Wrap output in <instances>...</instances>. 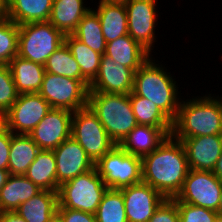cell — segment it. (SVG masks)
<instances>
[{
	"label": "cell",
	"instance_id": "cell-1",
	"mask_svg": "<svg viewBox=\"0 0 222 222\" xmlns=\"http://www.w3.org/2000/svg\"><path fill=\"white\" fill-rule=\"evenodd\" d=\"M141 166L142 182L166 199L176 197L190 170L182 142L172 135L152 153L141 158Z\"/></svg>",
	"mask_w": 222,
	"mask_h": 222
},
{
	"label": "cell",
	"instance_id": "cell-2",
	"mask_svg": "<svg viewBox=\"0 0 222 222\" xmlns=\"http://www.w3.org/2000/svg\"><path fill=\"white\" fill-rule=\"evenodd\" d=\"M193 96L180 103L172 122L171 135L175 139L221 135L222 99L219 95ZM216 96V97H215Z\"/></svg>",
	"mask_w": 222,
	"mask_h": 222
},
{
	"label": "cell",
	"instance_id": "cell-3",
	"mask_svg": "<svg viewBox=\"0 0 222 222\" xmlns=\"http://www.w3.org/2000/svg\"><path fill=\"white\" fill-rule=\"evenodd\" d=\"M159 62L152 55L135 72L133 92L153 102L173 122L183 96L175 76Z\"/></svg>",
	"mask_w": 222,
	"mask_h": 222
},
{
	"label": "cell",
	"instance_id": "cell-4",
	"mask_svg": "<svg viewBox=\"0 0 222 222\" xmlns=\"http://www.w3.org/2000/svg\"><path fill=\"white\" fill-rule=\"evenodd\" d=\"M88 106L116 145L137 125L129 94L89 91Z\"/></svg>",
	"mask_w": 222,
	"mask_h": 222
},
{
	"label": "cell",
	"instance_id": "cell-5",
	"mask_svg": "<svg viewBox=\"0 0 222 222\" xmlns=\"http://www.w3.org/2000/svg\"><path fill=\"white\" fill-rule=\"evenodd\" d=\"M108 187L96 167L63 183L58 190V208L94 214Z\"/></svg>",
	"mask_w": 222,
	"mask_h": 222
},
{
	"label": "cell",
	"instance_id": "cell-6",
	"mask_svg": "<svg viewBox=\"0 0 222 222\" xmlns=\"http://www.w3.org/2000/svg\"><path fill=\"white\" fill-rule=\"evenodd\" d=\"M65 34L49 21L19 25L17 56L45 65L47 59L64 43Z\"/></svg>",
	"mask_w": 222,
	"mask_h": 222
},
{
	"label": "cell",
	"instance_id": "cell-7",
	"mask_svg": "<svg viewBox=\"0 0 222 222\" xmlns=\"http://www.w3.org/2000/svg\"><path fill=\"white\" fill-rule=\"evenodd\" d=\"M71 137L81 145L94 164L116 145L89 106L73 112Z\"/></svg>",
	"mask_w": 222,
	"mask_h": 222
},
{
	"label": "cell",
	"instance_id": "cell-8",
	"mask_svg": "<svg viewBox=\"0 0 222 222\" xmlns=\"http://www.w3.org/2000/svg\"><path fill=\"white\" fill-rule=\"evenodd\" d=\"M95 167L108 188L122 189L142 182L141 158L115 145Z\"/></svg>",
	"mask_w": 222,
	"mask_h": 222
},
{
	"label": "cell",
	"instance_id": "cell-9",
	"mask_svg": "<svg viewBox=\"0 0 222 222\" xmlns=\"http://www.w3.org/2000/svg\"><path fill=\"white\" fill-rule=\"evenodd\" d=\"M90 82L45 72L38 92L51 108L67 109L72 112L88 106Z\"/></svg>",
	"mask_w": 222,
	"mask_h": 222
},
{
	"label": "cell",
	"instance_id": "cell-10",
	"mask_svg": "<svg viewBox=\"0 0 222 222\" xmlns=\"http://www.w3.org/2000/svg\"><path fill=\"white\" fill-rule=\"evenodd\" d=\"M222 180L213 171L189 170L183 186L174 201H180L218 211L221 199Z\"/></svg>",
	"mask_w": 222,
	"mask_h": 222
},
{
	"label": "cell",
	"instance_id": "cell-11",
	"mask_svg": "<svg viewBox=\"0 0 222 222\" xmlns=\"http://www.w3.org/2000/svg\"><path fill=\"white\" fill-rule=\"evenodd\" d=\"M51 109L39 93L19 94L3 115V123L13 134L29 135Z\"/></svg>",
	"mask_w": 222,
	"mask_h": 222
},
{
	"label": "cell",
	"instance_id": "cell-12",
	"mask_svg": "<svg viewBox=\"0 0 222 222\" xmlns=\"http://www.w3.org/2000/svg\"><path fill=\"white\" fill-rule=\"evenodd\" d=\"M158 0H128L125 8L128 18V35L151 55L157 41ZM153 47V48H152Z\"/></svg>",
	"mask_w": 222,
	"mask_h": 222
},
{
	"label": "cell",
	"instance_id": "cell-13",
	"mask_svg": "<svg viewBox=\"0 0 222 222\" xmlns=\"http://www.w3.org/2000/svg\"><path fill=\"white\" fill-rule=\"evenodd\" d=\"M72 116L70 110L52 108L29 136L40 150H54L71 137Z\"/></svg>",
	"mask_w": 222,
	"mask_h": 222
},
{
	"label": "cell",
	"instance_id": "cell-14",
	"mask_svg": "<svg viewBox=\"0 0 222 222\" xmlns=\"http://www.w3.org/2000/svg\"><path fill=\"white\" fill-rule=\"evenodd\" d=\"M128 222H148L155 210L166 199L144 182L120 189Z\"/></svg>",
	"mask_w": 222,
	"mask_h": 222
},
{
	"label": "cell",
	"instance_id": "cell-15",
	"mask_svg": "<svg viewBox=\"0 0 222 222\" xmlns=\"http://www.w3.org/2000/svg\"><path fill=\"white\" fill-rule=\"evenodd\" d=\"M56 159L57 183L61 186L95 167L85 150L72 137L53 150Z\"/></svg>",
	"mask_w": 222,
	"mask_h": 222
},
{
	"label": "cell",
	"instance_id": "cell-16",
	"mask_svg": "<svg viewBox=\"0 0 222 222\" xmlns=\"http://www.w3.org/2000/svg\"><path fill=\"white\" fill-rule=\"evenodd\" d=\"M135 71L102 55L97 76L89 91L129 94L133 91Z\"/></svg>",
	"mask_w": 222,
	"mask_h": 222
},
{
	"label": "cell",
	"instance_id": "cell-17",
	"mask_svg": "<svg viewBox=\"0 0 222 222\" xmlns=\"http://www.w3.org/2000/svg\"><path fill=\"white\" fill-rule=\"evenodd\" d=\"M184 146L191 170L213 171L222 154L221 135L177 139Z\"/></svg>",
	"mask_w": 222,
	"mask_h": 222
},
{
	"label": "cell",
	"instance_id": "cell-18",
	"mask_svg": "<svg viewBox=\"0 0 222 222\" xmlns=\"http://www.w3.org/2000/svg\"><path fill=\"white\" fill-rule=\"evenodd\" d=\"M172 127L136 125L119 146L128 154L143 158L152 153L171 135Z\"/></svg>",
	"mask_w": 222,
	"mask_h": 222
},
{
	"label": "cell",
	"instance_id": "cell-19",
	"mask_svg": "<svg viewBox=\"0 0 222 222\" xmlns=\"http://www.w3.org/2000/svg\"><path fill=\"white\" fill-rule=\"evenodd\" d=\"M53 0H5V17L22 25L49 21Z\"/></svg>",
	"mask_w": 222,
	"mask_h": 222
},
{
	"label": "cell",
	"instance_id": "cell-20",
	"mask_svg": "<svg viewBox=\"0 0 222 222\" xmlns=\"http://www.w3.org/2000/svg\"><path fill=\"white\" fill-rule=\"evenodd\" d=\"M104 55L135 72L152 56L128 34L108 42Z\"/></svg>",
	"mask_w": 222,
	"mask_h": 222
},
{
	"label": "cell",
	"instance_id": "cell-21",
	"mask_svg": "<svg viewBox=\"0 0 222 222\" xmlns=\"http://www.w3.org/2000/svg\"><path fill=\"white\" fill-rule=\"evenodd\" d=\"M42 190L25 175H9L0 190V212L16 211L20 204Z\"/></svg>",
	"mask_w": 222,
	"mask_h": 222
},
{
	"label": "cell",
	"instance_id": "cell-22",
	"mask_svg": "<svg viewBox=\"0 0 222 222\" xmlns=\"http://www.w3.org/2000/svg\"><path fill=\"white\" fill-rule=\"evenodd\" d=\"M19 94L38 93L41 89L45 67L42 64L15 56L8 64Z\"/></svg>",
	"mask_w": 222,
	"mask_h": 222
},
{
	"label": "cell",
	"instance_id": "cell-23",
	"mask_svg": "<svg viewBox=\"0 0 222 222\" xmlns=\"http://www.w3.org/2000/svg\"><path fill=\"white\" fill-rule=\"evenodd\" d=\"M91 9L98 15L106 43L128 34L125 3H97ZM97 8V9H96Z\"/></svg>",
	"mask_w": 222,
	"mask_h": 222
},
{
	"label": "cell",
	"instance_id": "cell-24",
	"mask_svg": "<svg viewBox=\"0 0 222 222\" xmlns=\"http://www.w3.org/2000/svg\"><path fill=\"white\" fill-rule=\"evenodd\" d=\"M87 0H53L49 22L65 35L72 34L83 16L91 10Z\"/></svg>",
	"mask_w": 222,
	"mask_h": 222
},
{
	"label": "cell",
	"instance_id": "cell-25",
	"mask_svg": "<svg viewBox=\"0 0 222 222\" xmlns=\"http://www.w3.org/2000/svg\"><path fill=\"white\" fill-rule=\"evenodd\" d=\"M56 171L53 150H40L24 175L41 190L58 192Z\"/></svg>",
	"mask_w": 222,
	"mask_h": 222
},
{
	"label": "cell",
	"instance_id": "cell-26",
	"mask_svg": "<svg viewBox=\"0 0 222 222\" xmlns=\"http://www.w3.org/2000/svg\"><path fill=\"white\" fill-rule=\"evenodd\" d=\"M58 192L42 190L20 204L16 212L27 222H47L58 208Z\"/></svg>",
	"mask_w": 222,
	"mask_h": 222
},
{
	"label": "cell",
	"instance_id": "cell-27",
	"mask_svg": "<svg viewBox=\"0 0 222 222\" xmlns=\"http://www.w3.org/2000/svg\"><path fill=\"white\" fill-rule=\"evenodd\" d=\"M39 151V146L29 135L13 134L9 151V174L24 175Z\"/></svg>",
	"mask_w": 222,
	"mask_h": 222
},
{
	"label": "cell",
	"instance_id": "cell-28",
	"mask_svg": "<svg viewBox=\"0 0 222 222\" xmlns=\"http://www.w3.org/2000/svg\"><path fill=\"white\" fill-rule=\"evenodd\" d=\"M64 43L79 64L81 74L91 83L97 76L102 54L92 50L71 34H66Z\"/></svg>",
	"mask_w": 222,
	"mask_h": 222
},
{
	"label": "cell",
	"instance_id": "cell-29",
	"mask_svg": "<svg viewBox=\"0 0 222 222\" xmlns=\"http://www.w3.org/2000/svg\"><path fill=\"white\" fill-rule=\"evenodd\" d=\"M92 50L104 55L106 41L98 15L91 9L82 18L71 34Z\"/></svg>",
	"mask_w": 222,
	"mask_h": 222
},
{
	"label": "cell",
	"instance_id": "cell-30",
	"mask_svg": "<svg viewBox=\"0 0 222 222\" xmlns=\"http://www.w3.org/2000/svg\"><path fill=\"white\" fill-rule=\"evenodd\" d=\"M129 99L138 125L172 127V121L147 98L129 93Z\"/></svg>",
	"mask_w": 222,
	"mask_h": 222
},
{
	"label": "cell",
	"instance_id": "cell-31",
	"mask_svg": "<svg viewBox=\"0 0 222 222\" xmlns=\"http://www.w3.org/2000/svg\"><path fill=\"white\" fill-rule=\"evenodd\" d=\"M45 71L77 80H87L82 74L79 64L65 43L61 45L44 65Z\"/></svg>",
	"mask_w": 222,
	"mask_h": 222
},
{
	"label": "cell",
	"instance_id": "cell-32",
	"mask_svg": "<svg viewBox=\"0 0 222 222\" xmlns=\"http://www.w3.org/2000/svg\"><path fill=\"white\" fill-rule=\"evenodd\" d=\"M95 216L97 222H128L122 191L108 188Z\"/></svg>",
	"mask_w": 222,
	"mask_h": 222
},
{
	"label": "cell",
	"instance_id": "cell-33",
	"mask_svg": "<svg viewBox=\"0 0 222 222\" xmlns=\"http://www.w3.org/2000/svg\"><path fill=\"white\" fill-rule=\"evenodd\" d=\"M19 25L7 17L0 18V65H8L18 53Z\"/></svg>",
	"mask_w": 222,
	"mask_h": 222
},
{
	"label": "cell",
	"instance_id": "cell-34",
	"mask_svg": "<svg viewBox=\"0 0 222 222\" xmlns=\"http://www.w3.org/2000/svg\"><path fill=\"white\" fill-rule=\"evenodd\" d=\"M18 96L9 65H0V114L4 115Z\"/></svg>",
	"mask_w": 222,
	"mask_h": 222
},
{
	"label": "cell",
	"instance_id": "cell-35",
	"mask_svg": "<svg viewBox=\"0 0 222 222\" xmlns=\"http://www.w3.org/2000/svg\"><path fill=\"white\" fill-rule=\"evenodd\" d=\"M179 211V222H218V212L204 207L175 201Z\"/></svg>",
	"mask_w": 222,
	"mask_h": 222
},
{
	"label": "cell",
	"instance_id": "cell-36",
	"mask_svg": "<svg viewBox=\"0 0 222 222\" xmlns=\"http://www.w3.org/2000/svg\"><path fill=\"white\" fill-rule=\"evenodd\" d=\"M148 222H179L177 203L173 199H165Z\"/></svg>",
	"mask_w": 222,
	"mask_h": 222
},
{
	"label": "cell",
	"instance_id": "cell-37",
	"mask_svg": "<svg viewBox=\"0 0 222 222\" xmlns=\"http://www.w3.org/2000/svg\"><path fill=\"white\" fill-rule=\"evenodd\" d=\"M13 133L3 126L0 129V169L8 170L9 151Z\"/></svg>",
	"mask_w": 222,
	"mask_h": 222
},
{
	"label": "cell",
	"instance_id": "cell-38",
	"mask_svg": "<svg viewBox=\"0 0 222 222\" xmlns=\"http://www.w3.org/2000/svg\"><path fill=\"white\" fill-rule=\"evenodd\" d=\"M64 222H97L96 216L81 210L57 208Z\"/></svg>",
	"mask_w": 222,
	"mask_h": 222
},
{
	"label": "cell",
	"instance_id": "cell-39",
	"mask_svg": "<svg viewBox=\"0 0 222 222\" xmlns=\"http://www.w3.org/2000/svg\"><path fill=\"white\" fill-rule=\"evenodd\" d=\"M0 222H27L16 211L0 212Z\"/></svg>",
	"mask_w": 222,
	"mask_h": 222
},
{
	"label": "cell",
	"instance_id": "cell-40",
	"mask_svg": "<svg viewBox=\"0 0 222 222\" xmlns=\"http://www.w3.org/2000/svg\"><path fill=\"white\" fill-rule=\"evenodd\" d=\"M213 174L220 180H222V154L217 160L216 166L213 170Z\"/></svg>",
	"mask_w": 222,
	"mask_h": 222
},
{
	"label": "cell",
	"instance_id": "cell-41",
	"mask_svg": "<svg viewBox=\"0 0 222 222\" xmlns=\"http://www.w3.org/2000/svg\"><path fill=\"white\" fill-rule=\"evenodd\" d=\"M9 171L8 170H2L0 169V190L4 186V184L7 181V178L9 176Z\"/></svg>",
	"mask_w": 222,
	"mask_h": 222
},
{
	"label": "cell",
	"instance_id": "cell-42",
	"mask_svg": "<svg viewBox=\"0 0 222 222\" xmlns=\"http://www.w3.org/2000/svg\"><path fill=\"white\" fill-rule=\"evenodd\" d=\"M47 222H64L60 214L56 212Z\"/></svg>",
	"mask_w": 222,
	"mask_h": 222
},
{
	"label": "cell",
	"instance_id": "cell-43",
	"mask_svg": "<svg viewBox=\"0 0 222 222\" xmlns=\"http://www.w3.org/2000/svg\"><path fill=\"white\" fill-rule=\"evenodd\" d=\"M5 17V0H0V18Z\"/></svg>",
	"mask_w": 222,
	"mask_h": 222
},
{
	"label": "cell",
	"instance_id": "cell-44",
	"mask_svg": "<svg viewBox=\"0 0 222 222\" xmlns=\"http://www.w3.org/2000/svg\"><path fill=\"white\" fill-rule=\"evenodd\" d=\"M128 0H99L98 3H125Z\"/></svg>",
	"mask_w": 222,
	"mask_h": 222
},
{
	"label": "cell",
	"instance_id": "cell-45",
	"mask_svg": "<svg viewBox=\"0 0 222 222\" xmlns=\"http://www.w3.org/2000/svg\"><path fill=\"white\" fill-rule=\"evenodd\" d=\"M218 214H219V217L220 219H222V191H221V199H220V204H219V207H218Z\"/></svg>",
	"mask_w": 222,
	"mask_h": 222
},
{
	"label": "cell",
	"instance_id": "cell-46",
	"mask_svg": "<svg viewBox=\"0 0 222 222\" xmlns=\"http://www.w3.org/2000/svg\"><path fill=\"white\" fill-rule=\"evenodd\" d=\"M4 126V123H3V115L0 114V129Z\"/></svg>",
	"mask_w": 222,
	"mask_h": 222
}]
</instances>
